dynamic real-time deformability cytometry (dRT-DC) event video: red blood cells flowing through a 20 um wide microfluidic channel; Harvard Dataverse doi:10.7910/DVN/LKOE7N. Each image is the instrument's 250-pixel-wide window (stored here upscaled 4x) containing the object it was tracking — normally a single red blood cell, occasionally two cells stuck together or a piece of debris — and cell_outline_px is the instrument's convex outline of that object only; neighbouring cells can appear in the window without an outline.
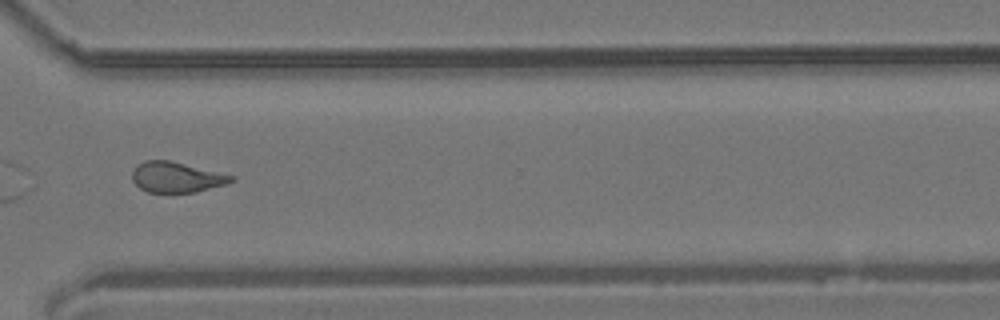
{"species": "common noctule bat (a hibernating species)", "species_latin": "Nyctalus noctula", "temperature_condition": "room temperature", "stored_images_in_passage": 35, "camera_frame_rate_fps": 3000, "um_per_image_px": 0.085, "animal": {"sex": "male", "body_mass_g": 19.2, "forearm_length_mm": 51.8}, "frame": {"image": 1, "passage_image": 25, "time_ms": 8.0, "image_size_px": [1000, 320], "cell_outline_px": [[236, 180], [224, 184], [196, 192], [172, 196], [148, 192], [140, 188], [132, 180], [132, 172], [136, 164], [144, 160], [168, 160], [236, 176]], "centroid_in_image_um": [14.97, 15.1], "position_along_channel_um": 355.6, "area_um2": 18.21}, "authors_computed_cell_mechanics": {"area_um2": 18.207, "velocity_mm_per_s": 3.8572, "shape_relaxation_time_tau1_ms": null, "shape_relaxation_time_tau2_ms": 2.7068, "deformation_change_tau1": null, "deformation_change_tau2": 0.1174}}